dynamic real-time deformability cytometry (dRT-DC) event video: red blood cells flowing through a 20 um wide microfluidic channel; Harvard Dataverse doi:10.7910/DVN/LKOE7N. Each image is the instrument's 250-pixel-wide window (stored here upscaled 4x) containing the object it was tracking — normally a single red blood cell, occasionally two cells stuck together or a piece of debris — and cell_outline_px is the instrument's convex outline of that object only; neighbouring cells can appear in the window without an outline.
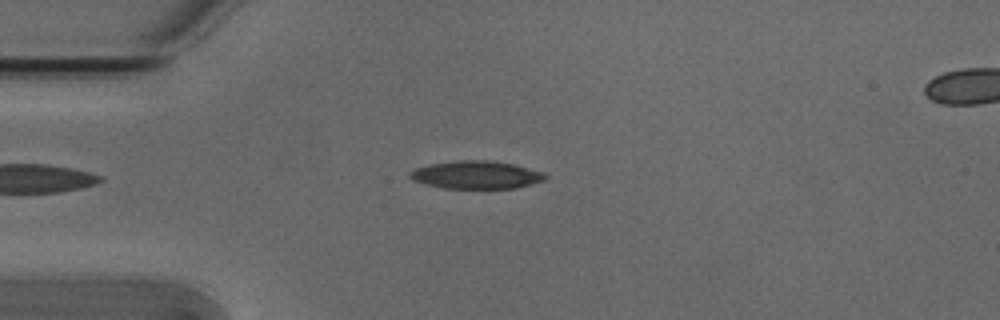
{"species": "Egyptian fruit bat (a non-hibernating species)", "species_latin": "Rousettus aegyptiacus", "temperature_condition": "cold", "stored_images_in_passage": 49, "camera_frame_rate_fps": 3000, "um_per_image_px": 0.085, "animal": {"sex": "male"}, "frame": {"image": 1, "passage_image": 8, "time_ms": 2.333, "image_size_px": [1000, 320], "cell_outline_px": [[548, 176], [544, 180], [516, 188], [444, 188], [424, 184], [412, 180], [408, 176], [408, 172], [416, 168], [428, 164], [456, 160], [492, 160], [512, 164], [540, 172]], "centroid_in_image_um": [40.4, 14.86], "position_along_channel_um": 44.6, "area_um2": 21.91}}
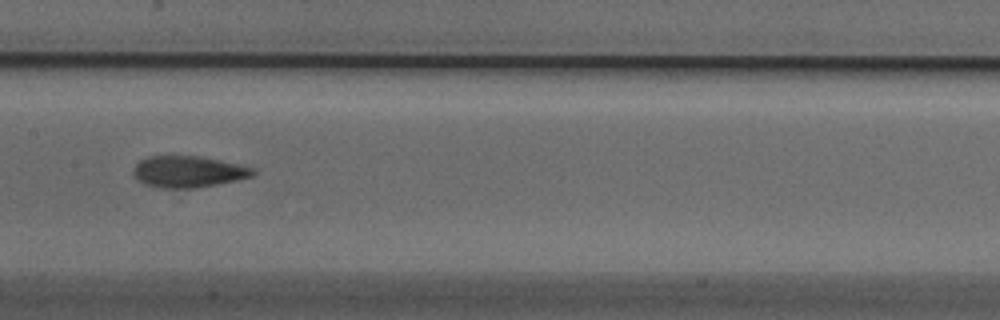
{"frame": {"image": 2, "passage_image": 21, "time_ms": 6.667, "image_size_px": [1000, 320], "cell_outline_px": [[256, 172], [252, 176], [236, 180], [196, 188], [160, 188], [144, 184], [136, 180], [132, 172], [136, 164], [140, 160], [148, 156], [200, 156], [236, 164], [252, 168]], "centroid_in_image_um": [15.93, 14.6], "position_along_channel_um": 191.5, "area_um2": 21.79}}
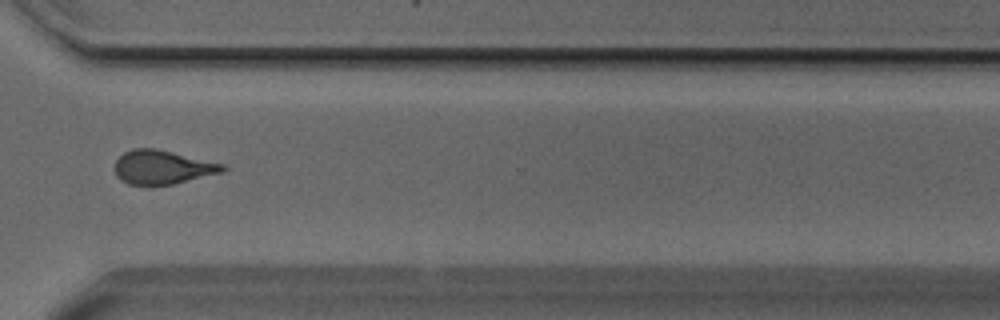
{"frame": {"image": 3, "passage_image": 34, "time_ms": 11.0, "image_size_px": [1000, 320], "cell_outline_px": [[228, 168], [220, 172], [172, 184], [152, 188], [128, 184], [120, 180], [116, 176], [112, 168], [116, 160], [124, 152], [132, 148], [156, 148], [224, 164]], "centroid_in_image_um": [13.71, 14.24], "position_along_channel_um": 356.9, "area_um2": 21.79}}